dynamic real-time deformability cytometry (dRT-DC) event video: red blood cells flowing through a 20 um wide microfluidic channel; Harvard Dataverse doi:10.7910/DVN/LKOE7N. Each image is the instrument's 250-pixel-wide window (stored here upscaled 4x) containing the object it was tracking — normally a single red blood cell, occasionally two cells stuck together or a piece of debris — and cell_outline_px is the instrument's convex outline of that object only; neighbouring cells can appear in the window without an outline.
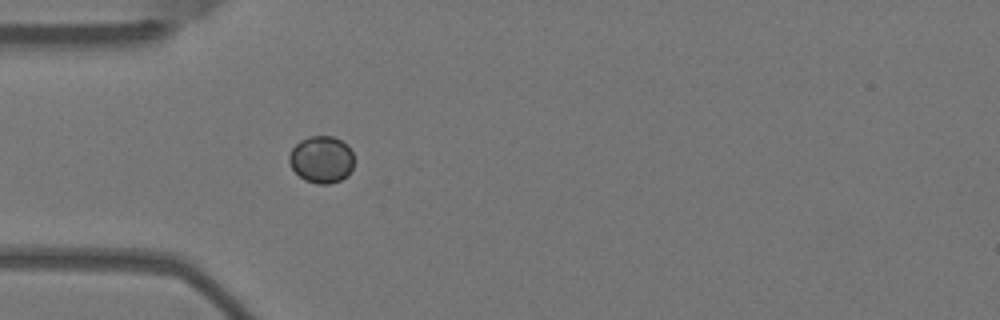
{"species": "Egyptian fruit bat (a non-hibernating species)", "species_latin": "Rousettus aegyptiacus", "temperature_condition": "warm", "stored_images_in_passage": 3, "camera_frame_rate_fps": 3000, "um_per_image_px": 0.085, "animal": {"sex": "female"}, "frame": {"image": 1, "passage_image": 3, "time_ms": 0.667, "image_size_px": [1000, 320], "cell_outline_px": [[352, 168], [348, 176], [340, 180], [328, 184], [316, 184], [304, 180], [292, 168], [288, 160], [288, 156], [292, 148], [300, 140], [308, 136], [332, 136], [348, 144], [352, 152]], "centroid_in_image_um": [27.32, 13.55], "position_along_channel_um": 57.7, "area_um2": 17.86}}